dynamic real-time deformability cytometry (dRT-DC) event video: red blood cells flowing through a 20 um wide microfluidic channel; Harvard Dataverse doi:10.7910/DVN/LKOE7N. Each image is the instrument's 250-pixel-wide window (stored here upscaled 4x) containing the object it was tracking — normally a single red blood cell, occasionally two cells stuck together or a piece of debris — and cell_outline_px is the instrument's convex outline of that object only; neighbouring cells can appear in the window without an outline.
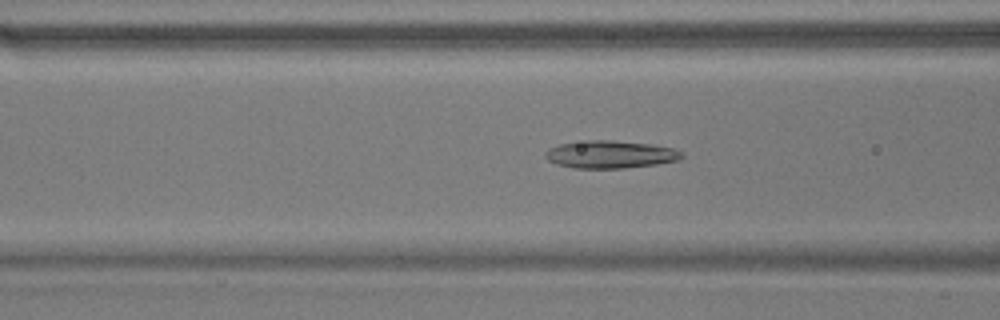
{"species": "common noctule bat (a hibernating species)", "species_latin": "Nyctalus noctula", "temperature_condition": "warm", "stored_images_in_passage": 51, "segment_of_instrument_passage": [1, 2], "camera_frame_rate_fps": 3000, "um_per_image_px": 0.085, "animal": {"sex": "male", "body_mass_g": 17.9}, "frame": {"image": 1, "passage_image": 22, "time_ms": 7.0, "image_size_px": [1000, 320], "cell_outline_px": [[684, 156], [680, 160], [656, 164], [624, 168], [572, 168], [556, 164], [548, 160], [544, 156], [544, 152], [548, 148], [560, 144], [588, 140], [612, 140], [652, 144], [672, 148], [684, 152]], "centroid_in_image_um": [51.88, 13.12], "position_along_channel_um": 114.7, "area_um2": 22.14}}
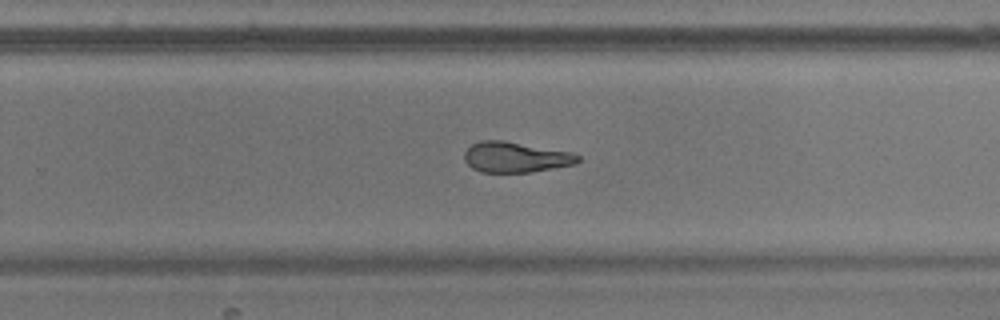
{"frame": {"image": 2, "passage_image": 36, "time_ms": 11.667, "image_size_px": [1000, 320], "cell_outline_px": [[580, 160], [572, 164], [532, 172], [480, 172], [472, 168], [464, 160], [464, 152], [472, 144], [480, 140], [504, 140], [568, 152], [580, 156]], "centroid_in_image_um": [43.76, 13.36], "position_along_channel_um": 286.0, "area_um2": 19.94}}
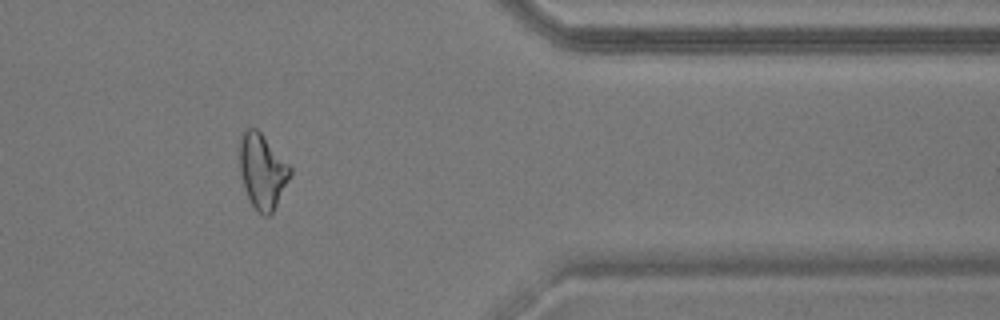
{"frame": {"image": 3, "passage_image": 46, "time_ms": 15.0, "image_size_px": [1000, 320], "cell_outline_px": [[292, 172], [272, 212], [268, 216], [264, 216], [252, 204], [244, 188], [240, 172], [236, 148], [240, 136], [244, 128], [256, 128], [260, 132], [292, 168]], "centroid_in_image_um": [22.23, 14.47], "position_along_channel_um": 389.2, "area_um2": 22.08}}